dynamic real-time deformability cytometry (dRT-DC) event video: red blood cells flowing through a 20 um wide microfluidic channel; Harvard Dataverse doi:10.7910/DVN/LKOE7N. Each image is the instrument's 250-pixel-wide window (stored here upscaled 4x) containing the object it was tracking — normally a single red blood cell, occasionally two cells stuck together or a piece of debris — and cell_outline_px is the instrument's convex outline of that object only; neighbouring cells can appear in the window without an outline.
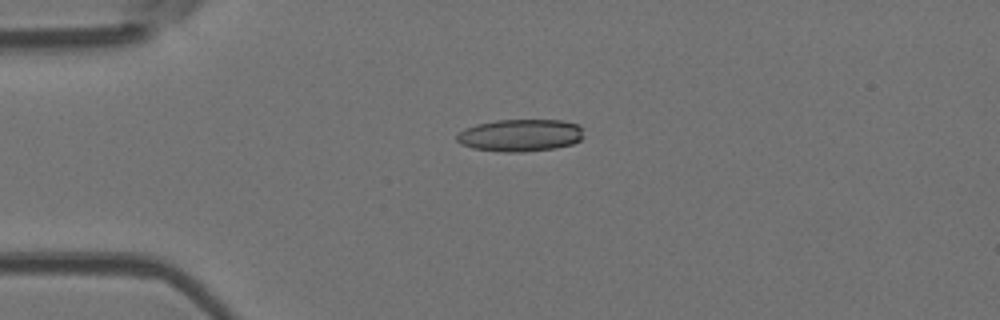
{"species": "Egyptian fruit bat (a non-hibernating species)", "species_latin": "Rousettus aegyptiacus", "temperature_condition": "room temperature", "stored_images_in_passage": 5, "camera_frame_rate_fps": 3000, "um_per_image_px": 0.085, "animal": {"sex": "female"}, "frame": {"image": 1, "passage_image": 4, "time_ms": 3.667, "image_size_px": [1000, 320], "cell_outline_px": [[584, 136], [580, 140], [572, 144], [556, 148], [524, 152], [504, 152], [472, 148], [460, 144], [456, 140], [456, 136], [464, 128], [476, 124], [496, 120], [560, 120], [580, 124]], "centroid_in_image_um": [44.23, 11.5], "position_along_channel_um": 40.8, "area_um2": 24.1}}